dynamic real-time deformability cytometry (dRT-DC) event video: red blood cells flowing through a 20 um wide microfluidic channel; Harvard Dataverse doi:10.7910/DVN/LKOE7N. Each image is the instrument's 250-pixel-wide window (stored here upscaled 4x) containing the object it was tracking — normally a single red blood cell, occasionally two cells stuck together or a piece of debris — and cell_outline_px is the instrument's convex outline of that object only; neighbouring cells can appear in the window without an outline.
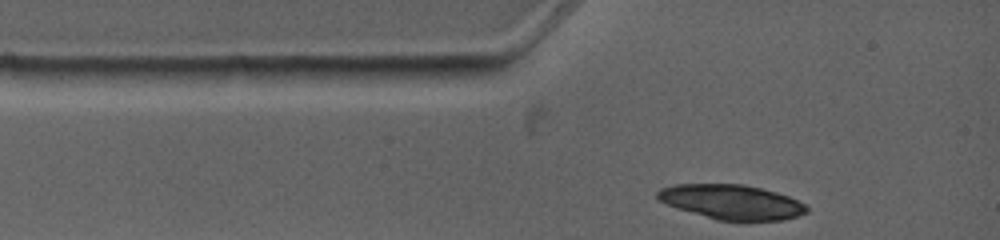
{"species": "common noctule bat (a hibernating species)", "species_latin": "Nyctalus noctula", "temperature_condition": "warm", "stored_images_in_passage": 1, "camera_frame_rate_fps": 4500, "um_per_image_px": 0.085, "animal": {"sex": "female", "body_mass_g": 19.0, "forearm_length_mm": 53.3}, "frame": {"image": 1, "passage_image": 1, "time_ms": 0.0, "image_size_px": [1000, 240], "cell_outline_px": [[808, 212], [784, 220], [716, 220], [676, 208], [660, 200], [656, 196], [656, 192], [660, 188], [676, 184], [744, 184], [776, 192], [788, 196], [804, 204], [808, 208]], "centroid_in_image_um": [62.16, 17.16], "position_along_channel_um": 22.8, "area_um2": 29.94}}